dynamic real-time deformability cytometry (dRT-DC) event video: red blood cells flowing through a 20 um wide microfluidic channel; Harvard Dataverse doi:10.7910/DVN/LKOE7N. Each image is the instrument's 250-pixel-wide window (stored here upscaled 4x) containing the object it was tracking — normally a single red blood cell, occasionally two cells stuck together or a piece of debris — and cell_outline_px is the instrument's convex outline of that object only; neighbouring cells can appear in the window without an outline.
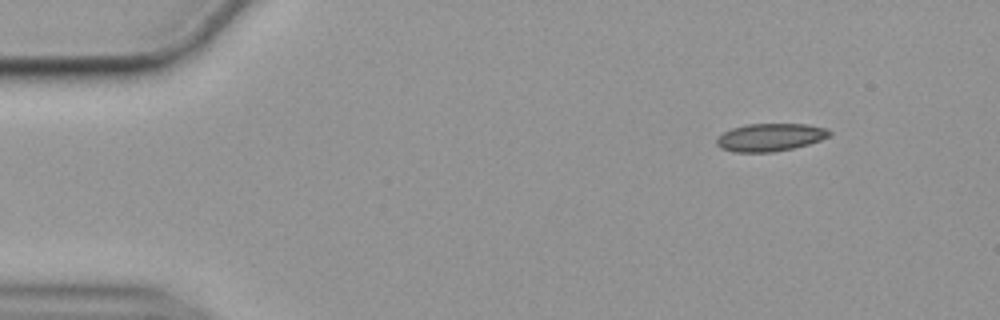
{"species": "common noctule bat (a hibernating species)", "species_latin": "Nyctalus noctula", "temperature_condition": "cold", "stored_images_in_passage": 51, "camera_frame_rate_fps": 3000, "um_per_image_px": 0.085, "animal": {"sex": "female", "body_mass_g": 19.9}, "frame": {"image": 1, "passage_image": 1, "time_ms": 0.0, "image_size_px": [1000, 320], "cell_outline_px": [[832, 132], [828, 136], [820, 140], [808, 144], [792, 148], [772, 152], [736, 152], [720, 148], [716, 144], [716, 136], [732, 128], [744, 124], [808, 124], [828, 128]], "centroid_in_image_um": [65.44, 11.66], "position_along_channel_um": 19.6, "area_um2": 18.32}}
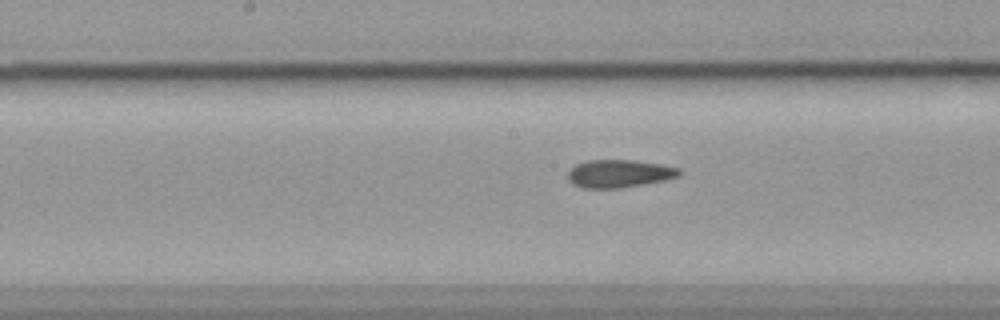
{"frame": {"image": 2, "passage_image": 23, "time_ms": 7.333, "image_size_px": [1000, 320], "cell_outline_px": [[680, 176], [664, 180], [620, 188], [584, 188], [572, 184], [568, 180], [568, 172], [576, 164], [588, 160], [636, 160], [660, 164], [680, 168]], "centroid_in_image_um": [52.62, 14.75], "position_along_channel_um": 195.6, "area_um2": 18.03}}
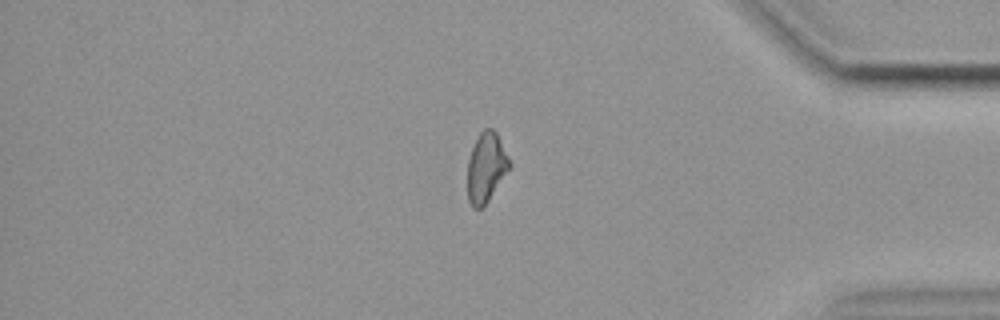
{"frame": {"image": 3, "passage_image": 42, "time_ms": 13.667, "image_size_px": [1000, 320], "cell_outline_px": [[512, 164], [488, 200], [480, 208], [472, 208], [468, 200], [468, 160], [472, 148], [480, 132], [484, 128], [492, 128], [496, 132]], "centroid_in_image_um": [41.32, 14.21], "position_along_channel_um": 393.9, "area_um2": 16.7}, "authors_computed_cell_mechanics": {"area_um2": 18.207, "velocity_mm_per_s": 3.5521, "shape_relaxation_time_tau1_ms": null, "shape_relaxation_time_tau2_ms": 2.9754, "deformation_change_tau1": null, "deformation_change_tau2": 0.0908}}